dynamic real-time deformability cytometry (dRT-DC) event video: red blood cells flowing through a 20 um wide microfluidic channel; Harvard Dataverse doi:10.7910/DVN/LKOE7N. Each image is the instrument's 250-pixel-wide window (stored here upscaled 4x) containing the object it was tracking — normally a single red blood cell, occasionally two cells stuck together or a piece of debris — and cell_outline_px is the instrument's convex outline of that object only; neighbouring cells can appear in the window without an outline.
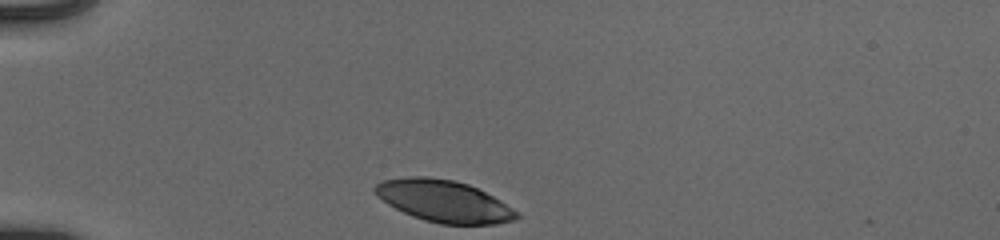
{"species": "human", "species_latin": "Homo sapiens", "temperature_condition": "cold", "stored_images_in_passage": 31, "camera_frame_rate_fps": 3000, "um_per_image_px": 0.085, "donor": {"sex": "male"}, "frame": {"image": 1, "passage_image": 1, "time_ms": 0.0, "image_size_px": [1000, 240], "cell_outline_px": [[520, 216], [516, 220], [496, 224], [440, 224], [424, 220], [412, 216], [388, 204], [376, 196], [372, 188], [380, 180], [408, 176], [428, 176], [452, 180], [468, 184], [500, 200], [520, 212]], "centroid_in_image_um": [37.71, 17.09], "position_along_channel_um": 47.3, "area_um2": 34.74}}
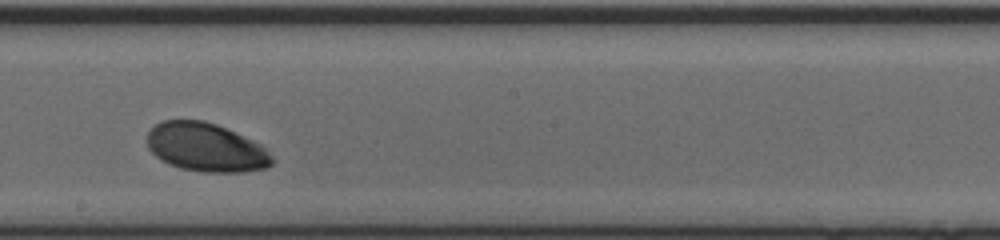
{"frame": {"image": 2, "passage_image": 18, "time_ms": 5.667, "image_size_px": [1000, 240], "cell_outline_px": [[276, 160], [268, 168], [240, 172], [204, 172], [180, 168], [168, 164], [160, 160], [148, 148], [148, 132], [160, 120], [204, 120], [216, 124], [252, 140], [260, 144]], "centroid_in_image_um": [17.5, 12.53], "position_along_channel_um": 230.7, "area_um2": 35.43}}
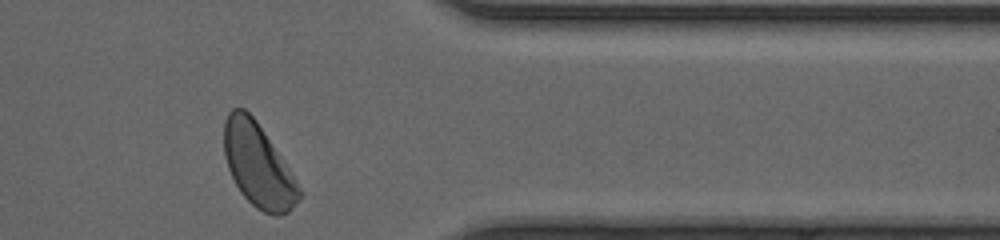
{"frame": {"image": 3, "passage_image": 31, "time_ms": 10.0, "image_size_px": [1000, 240], "cell_outline_px": [[300, 200], [288, 212], [280, 216], [276, 216], [264, 212], [256, 208], [240, 192], [228, 168], [224, 152], [224, 120], [228, 112], [232, 108], [244, 108], [256, 120], [288, 168], [300, 188]], "centroid_in_image_um": [21.92, 14.06], "position_along_channel_um": 389.5, "area_um2": 36.01}, "authors_computed_cell_mechanics": {"area_um2": 35.7204, "velocity_mm_per_s": 3.8759, "shape_relaxation_time_tau1_ms": 1.0954, "shape_relaxation_time_tau2_ms": null, "deformation_change_tau1": 0.0886, "deformation_change_tau2": null}}